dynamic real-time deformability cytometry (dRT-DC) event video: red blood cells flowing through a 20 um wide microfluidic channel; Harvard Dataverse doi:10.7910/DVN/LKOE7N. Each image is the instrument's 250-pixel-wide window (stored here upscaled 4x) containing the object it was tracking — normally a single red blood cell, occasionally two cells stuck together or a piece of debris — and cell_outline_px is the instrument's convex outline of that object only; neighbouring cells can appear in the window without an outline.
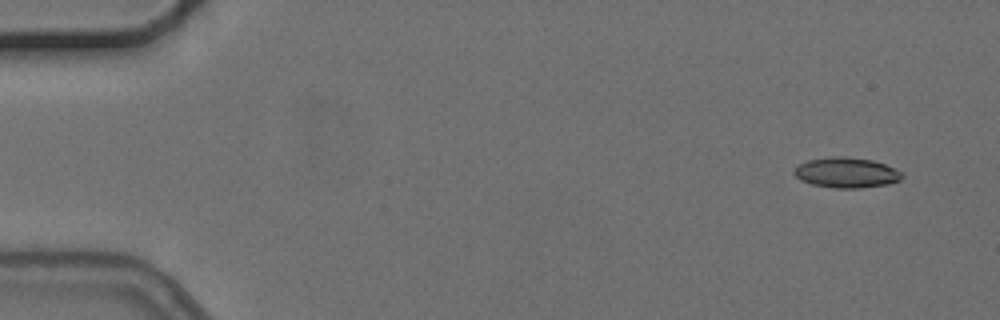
{"species": "common noctule bat (a hibernating species)", "species_latin": "Nyctalus noctula", "temperature_condition": "cold", "stored_images_in_passage": 9, "camera_frame_rate_fps": 3000, "um_per_image_px": 0.085, "animal": {"sex": "female", "body_mass_g": 24.6, "forearm_length_mm": 56.2}, "frame": {"image": 1, "passage_image": 1, "time_ms": 0.0, "image_size_px": [1000, 320], "cell_outline_px": [[904, 176], [900, 180], [888, 184], [860, 188], [832, 188], [812, 184], [800, 180], [792, 172], [800, 164], [808, 160], [832, 156], [844, 156], [872, 160], [884, 164], [900, 172]], "centroid_in_image_um": [71.92, 14.68], "position_along_channel_um": 13.1, "area_um2": 18.96}}
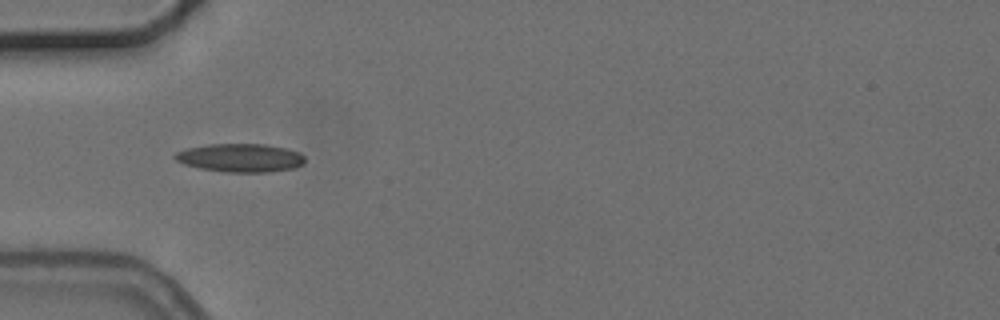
{"frame": {"image": 2, "passage_image": 4, "time_ms": 4.667, "image_size_px": [1000, 320], "cell_outline_px": [[304, 164], [296, 168], [272, 172], [224, 172], [200, 168], [184, 164], [176, 160], [172, 156], [176, 152], [188, 148], [208, 144], [264, 144], [288, 148], [300, 152], [304, 156]], "centroid_in_image_um": [20.47, 13.42], "position_along_channel_um": 64.5, "area_um2": 21.73}}
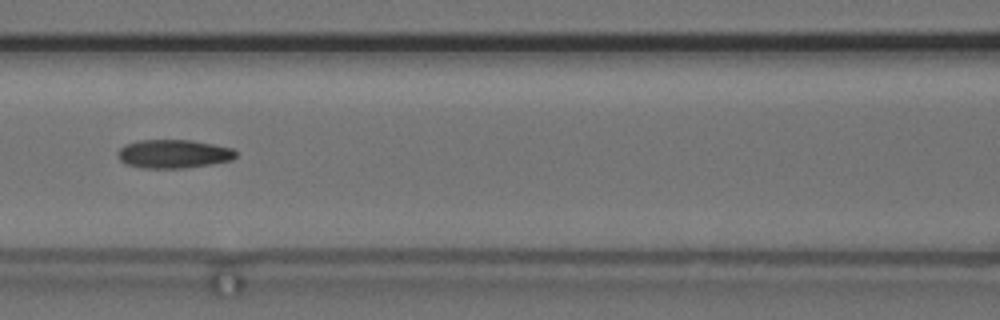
{"frame": {"image": 3, "passage_image": 6, "time_ms": 7.0, "image_size_px": [1000, 320], "cell_outline_px": [[236, 156], [232, 160], [184, 168], [140, 168], [124, 164], [120, 160], [120, 148], [124, 144], [140, 140], [192, 140], [232, 148], [236, 152]], "centroid_in_image_um": [14.74, 13.08], "position_along_channel_um": 151.9, "area_um2": 19.54}}